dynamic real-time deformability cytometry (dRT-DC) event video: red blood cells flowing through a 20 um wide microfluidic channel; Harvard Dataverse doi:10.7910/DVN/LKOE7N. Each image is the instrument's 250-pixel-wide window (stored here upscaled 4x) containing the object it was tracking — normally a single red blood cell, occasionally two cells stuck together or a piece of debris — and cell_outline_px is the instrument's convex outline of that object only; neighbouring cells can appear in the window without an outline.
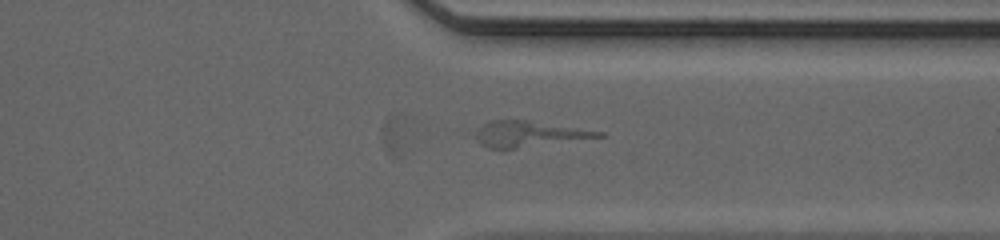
{"species": "human", "species_latin": "Homo sapiens", "temperature_condition": "cold", "stored_images_in_passage": 52, "segment_of_instrument_passage": [2, 2], "camera_frame_rate_fps": 3000, "um_per_image_px": 0.085, "donor": {"sex": "male"}, "frame": {"image": 1, "passage_image": 45, "time_ms": 14.667, "image_size_px": [1000, 240], "cell_outline_px": [[604, 136], [504, 152], [488, 148], [480, 144], [476, 140], [476, 132], [488, 120], [528, 120], [604, 132]], "centroid_in_image_um": [44.9, 11.44], "position_along_channel_um": 366.5, "area_um2": 19.13}}